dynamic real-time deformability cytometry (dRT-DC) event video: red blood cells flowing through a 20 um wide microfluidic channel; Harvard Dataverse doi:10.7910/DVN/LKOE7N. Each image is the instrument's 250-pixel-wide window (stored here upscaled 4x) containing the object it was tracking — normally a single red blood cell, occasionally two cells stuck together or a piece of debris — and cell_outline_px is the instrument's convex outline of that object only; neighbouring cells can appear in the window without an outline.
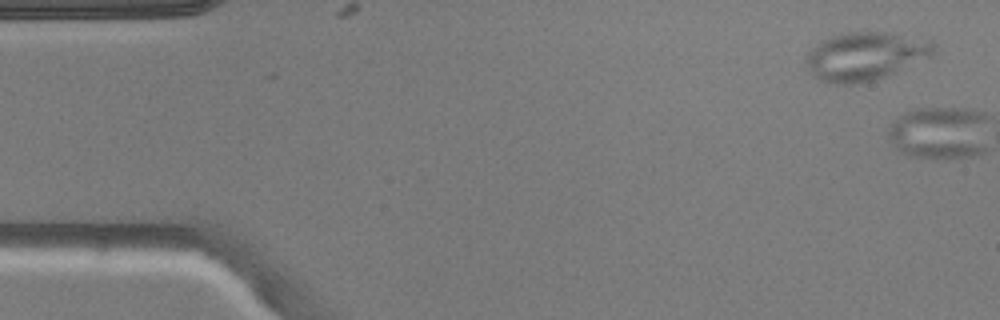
{"species": "common noctule bat (a hibernating species)", "species_latin": "Nyctalus noctula", "temperature_condition": "warm", "stored_images_in_passage": 2, "camera_frame_rate_fps": 3000, "um_per_image_px": 0.085, "animal": {"sex": "male", "body_mass_g": 20.5, "forearm_length_mm": 52.5}, "frame": {"image": 1, "passage_image": 1, "time_ms": 0.0, "image_size_px": [1000, 320], "cell_outline_px": [[936, 52], [932, 56], [896, 72], [876, 80], [852, 84], [832, 84], [816, 80], [812, 76], [804, 60], [804, 56], [816, 44], [832, 36], [848, 32], [896, 32], [932, 40], [936, 44]], "centroid_in_image_um": [73.57, 4.77], "position_along_channel_um": 11.4, "area_um2": 36.65}}